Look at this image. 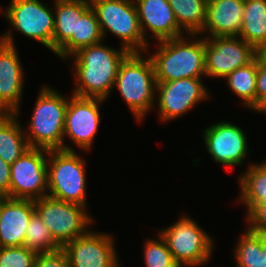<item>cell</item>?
<instances>
[{
    "instance_id": "8fae6325",
    "label": "cell",
    "mask_w": 266,
    "mask_h": 267,
    "mask_svg": "<svg viewBox=\"0 0 266 267\" xmlns=\"http://www.w3.org/2000/svg\"><path fill=\"white\" fill-rule=\"evenodd\" d=\"M203 78H182L171 82H156L155 98L162 122L175 120L189 112L196 104L209 99ZM204 83V84H203Z\"/></svg>"
},
{
    "instance_id": "f546056e",
    "label": "cell",
    "mask_w": 266,
    "mask_h": 267,
    "mask_svg": "<svg viewBox=\"0 0 266 267\" xmlns=\"http://www.w3.org/2000/svg\"><path fill=\"white\" fill-rule=\"evenodd\" d=\"M37 253L25 246L0 247V267H33Z\"/></svg>"
},
{
    "instance_id": "1f68e13d",
    "label": "cell",
    "mask_w": 266,
    "mask_h": 267,
    "mask_svg": "<svg viewBox=\"0 0 266 267\" xmlns=\"http://www.w3.org/2000/svg\"><path fill=\"white\" fill-rule=\"evenodd\" d=\"M33 267H69L66 253L61 249L51 253L37 254Z\"/></svg>"
},
{
    "instance_id": "d6a6232c",
    "label": "cell",
    "mask_w": 266,
    "mask_h": 267,
    "mask_svg": "<svg viewBox=\"0 0 266 267\" xmlns=\"http://www.w3.org/2000/svg\"><path fill=\"white\" fill-rule=\"evenodd\" d=\"M256 112H266V67L257 61Z\"/></svg>"
},
{
    "instance_id": "8992f818",
    "label": "cell",
    "mask_w": 266,
    "mask_h": 267,
    "mask_svg": "<svg viewBox=\"0 0 266 267\" xmlns=\"http://www.w3.org/2000/svg\"><path fill=\"white\" fill-rule=\"evenodd\" d=\"M103 37L109 31L121 40L122 48L130 53L149 52V43L140 29L137 9L133 0H89ZM148 51V52H147Z\"/></svg>"
},
{
    "instance_id": "52a82bcc",
    "label": "cell",
    "mask_w": 266,
    "mask_h": 267,
    "mask_svg": "<svg viewBox=\"0 0 266 267\" xmlns=\"http://www.w3.org/2000/svg\"><path fill=\"white\" fill-rule=\"evenodd\" d=\"M158 232L180 267H199L212 258L213 238L187 214Z\"/></svg>"
},
{
    "instance_id": "d4e9b609",
    "label": "cell",
    "mask_w": 266,
    "mask_h": 267,
    "mask_svg": "<svg viewBox=\"0 0 266 267\" xmlns=\"http://www.w3.org/2000/svg\"><path fill=\"white\" fill-rule=\"evenodd\" d=\"M256 79V58L251 63L239 67L225 78L226 84L241 99L242 105L253 111H256Z\"/></svg>"
},
{
    "instance_id": "74e56055",
    "label": "cell",
    "mask_w": 266,
    "mask_h": 267,
    "mask_svg": "<svg viewBox=\"0 0 266 267\" xmlns=\"http://www.w3.org/2000/svg\"><path fill=\"white\" fill-rule=\"evenodd\" d=\"M6 112L0 107V117H2Z\"/></svg>"
},
{
    "instance_id": "3957f363",
    "label": "cell",
    "mask_w": 266,
    "mask_h": 267,
    "mask_svg": "<svg viewBox=\"0 0 266 267\" xmlns=\"http://www.w3.org/2000/svg\"><path fill=\"white\" fill-rule=\"evenodd\" d=\"M55 90L49 85L39 90L25 137L31 148L75 151L63 137L68 98Z\"/></svg>"
},
{
    "instance_id": "7a4b0ae2",
    "label": "cell",
    "mask_w": 266,
    "mask_h": 267,
    "mask_svg": "<svg viewBox=\"0 0 266 267\" xmlns=\"http://www.w3.org/2000/svg\"><path fill=\"white\" fill-rule=\"evenodd\" d=\"M197 36L186 34L160 41L155 53L147 54L154 66L156 82L206 77L205 38Z\"/></svg>"
},
{
    "instance_id": "e575fe53",
    "label": "cell",
    "mask_w": 266,
    "mask_h": 267,
    "mask_svg": "<svg viewBox=\"0 0 266 267\" xmlns=\"http://www.w3.org/2000/svg\"><path fill=\"white\" fill-rule=\"evenodd\" d=\"M258 63L266 67V44L260 45L256 48V56Z\"/></svg>"
},
{
    "instance_id": "7402d4cb",
    "label": "cell",
    "mask_w": 266,
    "mask_h": 267,
    "mask_svg": "<svg viewBox=\"0 0 266 267\" xmlns=\"http://www.w3.org/2000/svg\"><path fill=\"white\" fill-rule=\"evenodd\" d=\"M16 113L0 117V158L12 165L30 147Z\"/></svg>"
},
{
    "instance_id": "4dcf8cb0",
    "label": "cell",
    "mask_w": 266,
    "mask_h": 267,
    "mask_svg": "<svg viewBox=\"0 0 266 267\" xmlns=\"http://www.w3.org/2000/svg\"><path fill=\"white\" fill-rule=\"evenodd\" d=\"M245 216L248 230L255 233H266V205H253Z\"/></svg>"
},
{
    "instance_id": "9c48e42d",
    "label": "cell",
    "mask_w": 266,
    "mask_h": 267,
    "mask_svg": "<svg viewBox=\"0 0 266 267\" xmlns=\"http://www.w3.org/2000/svg\"><path fill=\"white\" fill-rule=\"evenodd\" d=\"M3 11L14 30L53 52L54 8L40 0H11Z\"/></svg>"
},
{
    "instance_id": "4fadbf2b",
    "label": "cell",
    "mask_w": 266,
    "mask_h": 267,
    "mask_svg": "<svg viewBox=\"0 0 266 267\" xmlns=\"http://www.w3.org/2000/svg\"><path fill=\"white\" fill-rule=\"evenodd\" d=\"M106 100L81 97L72 94L68 97L65 113L64 140L70 138L78 149L89 151L94 144L100 125V104Z\"/></svg>"
},
{
    "instance_id": "2e32d148",
    "label": "cell",
    "mask_w": 266,
    "mask_h": 267,
    "mask_svg": "<svg viewBox=\"0 0 266 267\" xmlns=\"http://www.w3.org/2000/svg\"><path fill=\"white\" fill-rule=\"evenodd\" d=\"M113 237L110 233L90 230L66 243L62 250L69 267H120Z\"/></svg>"
},
{
    "instance_id": "277c9868",
    "label": "cell",
    "mask_w": 266,
    "mask_h": 267,
    "mask_svg": "<svg viewBox=\"0 0 266 267\" xmlns=\"http://www.w3.org/2000/svg\"><path fill=\"white\" fill-rule=\"evenodd\" d=\"M144 53H130L119 67L114 83L137 122L154 108L156 79L152 60Z\"/></svg>"
},
{
    "instance_id": "836d02e7",
    "label": "cell",
    "mask_w": 266,
    "mask_h": 267,
    "mask_svg": "<svg viewBox=\"0 0 266 267\" xmlns=\"http://www.w3.org/2000/svg\"><path fill=\"white\" fill-rule=\"evenodd\" d=\"M10 167L0 158V195L10 198Z\"/></svg>"
},
{
    "instance_id": "d590c367",
    "label": "cell",
    "mask_w": 266,
    "mask_h": 267,
    "mask_svg": "<svg viewBox=\"0 0 266 267\" xmlns=\"http://www.w3.org/2000/svg\"><path fill=\"white\" fill-rule=\"evenodd\" d=\"M262 249H266V233H262Z\"/></svg>"
},
{
    "instance_id": "cb8c5ba5",
    "label": "cell",
    "mask_w": 266,
    "mask_h": 267,
    "mask_svg": "<svg viewBox=\"0 0 266 267\" xmlns=\"http://www.w3.org/2000/svg\"><path fill=\"white\" fill-rule=\"evenodd\" d=\"M239 37L255 49L266 44V0H244Z\"/></svg>"
},
{
    "instance_id": "5bb4252c",
    "label": "cell",
    "mask_w": 266,
    "mask_h": 267,
    "mask_svg": "<svg viewBox=\"0 0 266 267\" xmlns=\"http://www.w3.org/2000/svg\"><path fill=\"white\" fill-rule=\"evenodd\" d=\"M11 30L0 36V107L19 116L25 73Z\"/></svg>"
},
{
    "instance_id": "484cf974",
    "label": "cell",
    "mask_w": 266,
    "mask_h": 267,
    "mask_svg": "<svg viewBox=\"0 0 266 267\" xmlns=\"http://www.w3.org/2000/svg\"><path fill=\"white\" fill-rule=\"evenodd\" d=\"M178 25L186 34H198L205 23L208 0H168Z\"/></svg>"
},
{
    "instance_id": "30bf717a",
    "label": "cell",
    "mask_w": 266,
    "mask_h": 267,
    "mask_svg": "<svg viewBox=\"0 0 266 267\" xmlns=\"http://www.w3.org/2000/svg\"><path fill=\"white\" fill-rule=\"evenodd\" d=\"M49 150L29 148L10 167V198L36 200L48 195Z\"/></svg>"
},
{
    "instance_id": "ac0fdd59",
    "label": "cell",
    "mask_w": 266,
    "mask_h": 267,
    "mask_svg": "<svg viewBox=\"0 0 266 267\" xmlns=\"http://www.w3.org/2000/svg\"><path fill=\"white\" fill-rule=\"evenodd\" d=\"M34 213V200L5 197L0 213V247L23 246Z\"/></svg>"
},
{
    "instance_id": "ba28073f",
    "label": "cell",
    "mask_w": 266,
    "mask_h": 267,
    "mask_svg": "<svg viewBox=\"0 0 266 267\" xmlns=\"http://www.w3.org/2000/svg\"><path fill=\"white\" fill-rule=\"evenodd\" d=\"M34 205L35 212L61 247L87 234L90 231L89 226L93 224V217L86 212L87 207L84 206L49 196L34 200Z\"/></svg>"
},
{
    "instance_id": "603a6c76",
    "label": "cell",
    "mask_w": 266,
    "mask_h": 267,
    "mask_svg": "<svg viewBox=\"0 0 266 267\" xmlns=\"http://www.w3.org/2000/svg\"><path fill=\"white\" fill-rule=\"evenodd\" d=\"M248 165L238 178L241 192L237 198L245 205L246 211L253 205H266V162Z\"/></svg>"
},
{
    "instance_id": "83f0119b",
    "label": "cell",
    "mask_w": 266,
    "mask_h": 267,
    "mask_svg": "<svg viewBox=\"0 0 266 267\" xmlns=\"http://www.w3.org/2000/svg\"><path fill=\"white\" fill-rule=\"evenodd\" d=\"M23 246L37 254L51 253L62 249L36 212L29 221Z\"/></svg>"
},
{
    "instance_id": "4316f807",
    "label": "cell",
    "mask_w": 266,
    "mask_h": 267,
    "mask_svg": "<svg viewBox=\"0 0 266 267\" xmlns=\"http://www.w3.org/2000/svg\"><path fill=\"white\" fill-rule=\"evenodd\" d=\"M237 267H266V249H262V233L247 228L240 234L234 247Z\"/></svg>"
},
{
    "instance_id": "7c38bea8",
    "label": "cell",
    "mask_w": 266,
    "mask_h": 267,
    "mask_svg": "<svg viewBox=\"0 0 266 267\" xmlns=\"http://www.w3.org/2000/svg\"><path fill=\"white\" fill-rule=\"evenodd\" d=\"M255 56L256 49L239 36L205 38L206 77L224 79Z\"/></svg>"
},
{
    "instance_id": "6da1fadb",
    "label": "cell",
    "mask_w": 266,
    "mask_h": 267,
    "mask_svg": "<svg viewBox=\"0 0 266 267\" xmlns=\"http://www.w3.org/2000/svg\"><path fill=\"white\" fill-rule=\"evenodd\" d=\"M102 42L78 50L73 58L74 95L107 100L114 88L119 67L130 52Z\"/></svg>"
},
{
    "instance_id": "ffe728a7",
    "label": "cell",
    "mask_w": 266,
    "mask_h": 267,
    "mask_svg": "<svg viewBox=\"0 0 266 267\" xmlns=\"http://www.w3.org/2000/svg\"><path fill=\"white\" fill-rule=\"evenodd\" d=\"M104 41V37L90 2L78 13L77 37H71L55 55L65 60L81 48Z\"/></svg>"
},
{
    "instance_id": "44dd1931",
    "label": "cell",
    "mask_w": 266,
    "mask_h": 267,
    "mask_svg": "<svg viewBox=\"0 0 266 267\" xmlns=\"http://www.w3.org/2000/svg\"><path fill=\"white\" fill-rule=\"evenodd\" d=\"M89 0H55L53 53L55 54L71 37H77L78 13Z\"/></svg>"
},
{
    "instance_id": "8d00e7d4",
    "label": "cell",
    "mask_w": 266,
    "mask_h": 267,
    "mask_svg": "<svg viewBox=\"0 0 266 267\" xmlns=\"http://www.w3.org/2000/svg\"><path fill=\"white\" fill-rule=\"evenodd\" d=\"M5 198V196L0 195V213H1V208H2V201Z\"/></svg>"
},
{
    "instance_id": "9a60e30c",
    "label": "cell",
    "mask_w": 266,
    "mask_h": 267,
    "mask_svg": "<svg viewBox=\"0 0 266 267\" xmlns=\"http://www.w3.org/2000/svg\"><path fill=\"white\" fill-rule=\"evenodd\" d=\"M203 141L214 162L238 167L248 156L246 133L232 122L218 121L203 130Z\"/></svg>"
},
{
    "instance_id": "d6986e66",
    "label": "cell",
    "mask_w": 266,
    "mask_h": 267,
    "mask_svg": "<svg viewBox=\"0 0 266 267\" xmlns=\"http://www.w3.org/2000/svg\"><path fill=\"white\" fill-rule=\"evenodd\" d=\"M244 0H208L206 19L198 35L239 36L243 23Z\"/></svg>"
},
{
    "instance_id": "5b68a950",
    "label": "cell",
    "mask_w": 266,
    "mask_h": 267,
    "mask_svg": "<svg viewBox=\"0 0 266 267\" xmlns=\"http://www.w3.org/2000/svg\"><path fill=\"white\" fill-rule=\"evenodd\" d=\"M86 165L76 151L49 150L47 196L87 207Z\"/></svg>"
},
{
    "instance_id": "e0dca14e",
    "label": "cell",
    "mask_w": 266,
    "mask_h": 267,
    "mask_svg": "<svg viewBox=\"0 0 266 267\" xmlns=\"http://www.w3.org/2000/svg\"><path fill=\"white\" fill-rule=\"evenodd\" d=\"M137 9L140 29L144 39H156L157 43L184 36L186 33L176 20L168 0H133ZM151 34H147V32ZM184 33V34H183Z\"/></svg>"
},
{
    "instance_id": "f1b7e54d",
    "label": "cell",
    "mask_w": 266,
    "mask_h": 267,
    "mask_svg": "<svg viewBox=\"0 0 266 267\" xmlns=\"http://www.w3.org/2000/svg\"><path fill=\"white\" fill-rule=\"evenodd\" d=\"M158 239H146L144 245V267H180L168 249L166 240L157 233Z\"/></svg>"
}]
</instances>
